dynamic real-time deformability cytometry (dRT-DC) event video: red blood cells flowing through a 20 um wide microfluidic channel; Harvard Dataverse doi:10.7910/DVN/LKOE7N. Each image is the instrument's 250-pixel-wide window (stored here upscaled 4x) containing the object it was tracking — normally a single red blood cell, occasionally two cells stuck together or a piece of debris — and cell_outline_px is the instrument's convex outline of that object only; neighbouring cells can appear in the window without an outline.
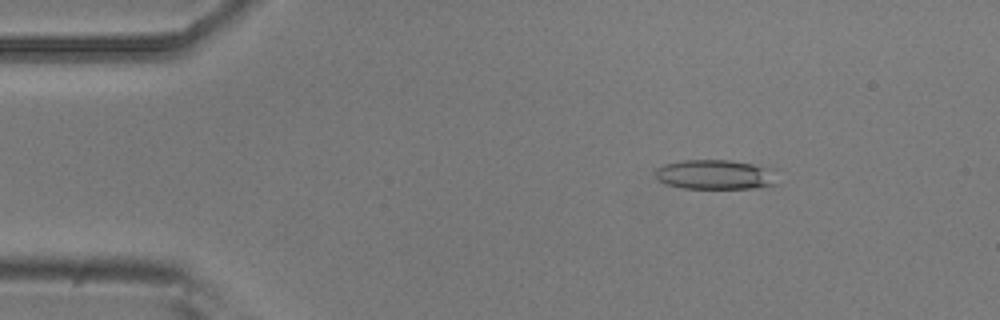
{"species": "common noctule bat (a hibernating species)", "species_latin": "Nyctalus noctula", "temperature_condition": "room temperature", "stored_images_in_passage": 54, "camera_frame_rate_fps": 3000, "um_per_image_px": 0.085, "animal": {"sex": "male", "body_mass_g": 20.5, "forearm_length_mm": 52.5}, "frame": {"image": 1, "passage_image": 8, "time_ms": 2.333, "image_size_px": [1000, 320], "cell_outline_px": [[776, 184], [752, 188], [684, 188], [668, 184], [660, 180], [656, 176], [656, 168], [664, 164], [684, 160], [728, 160], [752, 164], [772, 168]], "centroid_in_image_um": [60.79, 14.83], "position_along_channel_um": 24.2, "area_um2": 20.75}}
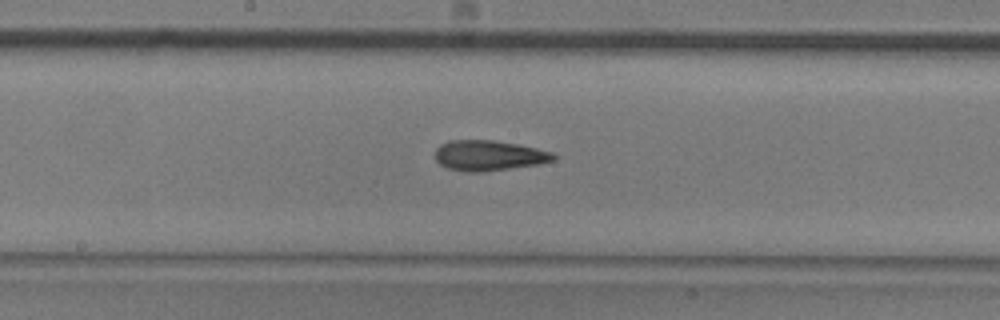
{"frame": {"image": 2, "passage_image": 28, "time_ms": 9.0, "image_size_px": [1000, 320], "cell_outline_px": [[556, 160], [540, 164], [480, 172], [468, 172], [448, 168], [440, 164], [436, 160], [436, 148], [440, 144], [448, 140], [492, 140], [516, 144], [536, 148], [552, 152], [556, 156]], "centroid_in_image_um": [41.55, 13.21], "position_along_channel_um": 206.7, "area_um2": 20.87}}
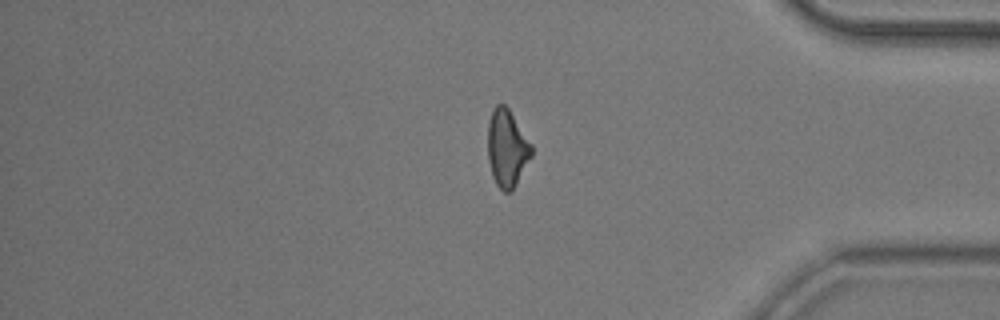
{"frame": {"image": 3, "passage_image": 45, "time_ms": 14.667, "image_size_px": [1000, 320], "cell_outline_px": [[532, 156], [512, 192], [504, 192], [496, 184], [492, 176], [488, 160], [488, 120], [492, 108], [496, 104], [504, 104], [508, 108], [532, 144]], "centroid_in_image_um": [43.09, 12.6], "position_along_channel_um": 392.1, "area_um2": 19.88}, "authors_computed_cell_mechanics": {"area_um2": 20.4034, "velocity_mm_per_s": 3.7121, "shape_relaxation_time_tau1_ms": 7.7829, "shape_relaxation_time_tau2_ms": 3.5429, "deformation_change_tau1": 0.1939, "deformation_change_tau2": 0.1421}}